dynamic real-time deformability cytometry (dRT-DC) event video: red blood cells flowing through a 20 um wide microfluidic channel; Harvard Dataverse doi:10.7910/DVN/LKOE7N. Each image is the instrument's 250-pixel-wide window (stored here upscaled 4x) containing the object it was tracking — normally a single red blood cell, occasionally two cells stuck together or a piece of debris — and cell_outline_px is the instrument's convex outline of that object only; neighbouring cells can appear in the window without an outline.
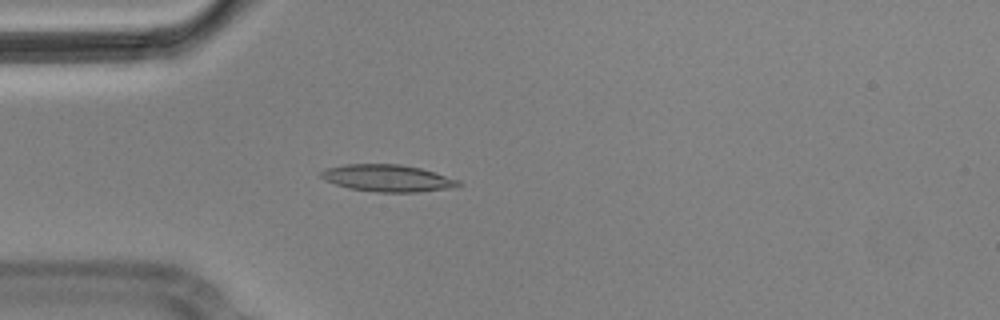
{"species": "Egyptian fruit bat (a non-hibernating species)", "species_latin": "Rousettus aegyptiacus", "temperature_condition": "cold", "stored_images_in_passage": 4, "camera_frame_rate_fps": 3000, "um_per_image_px": 0.085, "animal": {"sex": "male"}, "frame": {"image": 1, "passage_image": 4, "time_ms": 1.0, "image_size_px": [1000, 320], "cell_outline_px": [[464, 184], [456, 188], [420, 192], [376, 192], [348, 188], [324, 180], [320, 176], [320, 172], [328, 168], [344, 164], [400, 164], [420, 168], [460, 180]], "centroid_in_image_um": [32.99, 15.15], "position_along_channel_um": 52.0, "area_um2": 21.79}}